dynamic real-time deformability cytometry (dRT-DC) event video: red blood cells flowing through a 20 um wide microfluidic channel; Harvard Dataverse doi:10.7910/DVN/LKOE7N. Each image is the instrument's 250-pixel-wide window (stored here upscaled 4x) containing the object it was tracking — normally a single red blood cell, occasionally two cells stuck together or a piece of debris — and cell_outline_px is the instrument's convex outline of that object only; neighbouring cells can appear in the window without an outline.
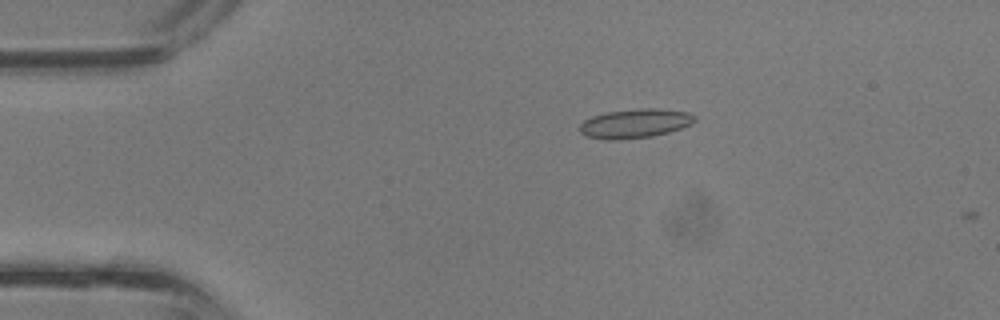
{"species": "common noctule bat (a hibernating species)", "species_latin": "Nyctalus noctula", "temperature_condition": "room temperature", "stored_images_in_passage": 9, "camera_frame_rate_fps": 3000, "um_per_image_px": 0.085, "animal": {"sex": "male", "body_mass_g": 13.3}, "frame": {"image": 1, "passage_image": 8, "time_ms": 2.333, "image_size_px": [1000, 320], "cell_outline_px": [[696, 120], [692, 124], [668, 132], [652, 136], [616, 140], [604, 140], [584, 136], [580, 132], [580, 124], [584, 120], [592, 116], [604, 112], [640, 108], [660, 108], [688, 112], [696, 116]], "centroid_in_image_um": [53.96, 10.49], "position_along_channel_um": 31.0, "area_um2": 19.77}}